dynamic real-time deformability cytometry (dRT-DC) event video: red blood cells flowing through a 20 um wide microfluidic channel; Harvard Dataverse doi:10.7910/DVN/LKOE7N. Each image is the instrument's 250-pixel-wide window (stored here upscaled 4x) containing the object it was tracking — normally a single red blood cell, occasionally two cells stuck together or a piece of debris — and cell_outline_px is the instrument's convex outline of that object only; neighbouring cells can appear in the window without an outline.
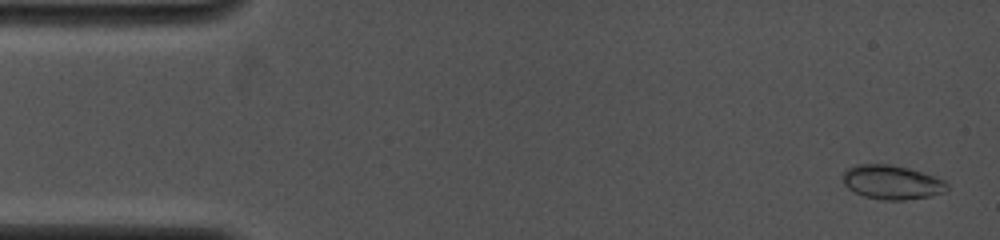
{"species": "common noctule bat (a hibernating species)", "species_latin": "Nyctalus noctula", "temperature_condition": "cold", "stored_images_in_passage": 58, "camera_frame_rate_fps": 4000, "um_per_image_px": 0.085, "animal": {"sex": "female", "body_mass_g": 19.0, "forearm_length_mm": 53.3}, "frame": {"image": 1, "passage_image": 2, "time_ms": 0.25, "image_size_px": [1000, 240], "cell_outline_px": [[948, 188], [944, 192], [932, 196], [904, 200], [880, 200], [864, 196], [848, 188], [844, 184], [844, 172], [848, 168], [856, 164], [888, 164], [908, 168], [944, 180], [948, 184]], "centroid_in_image_um": [75.81, 15.5], "position_along_channel_um": 9.2, "area_um2": 20.58}}
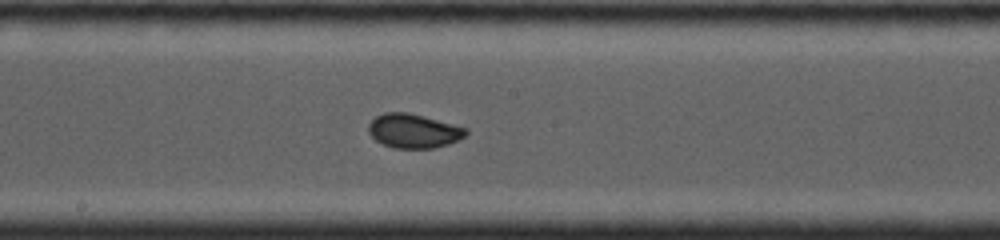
{"frame": {"image": 2, "passage_image": 26, "time_ms": 8.0, "image_size_px": [1000, 240], "cell_outline_px": [[468, 132], [464, 136], [448, 144], [432, 148], [392, 148], [376, 140], [368, 132], [368, 124], [376, 116], [384, 112], [408, 112], [424, 116], [468, 128]], "centroid_in_image_um": [35.14, 11.12], "position_along_channel_um": 213.1, "area_um2": 19.31}}
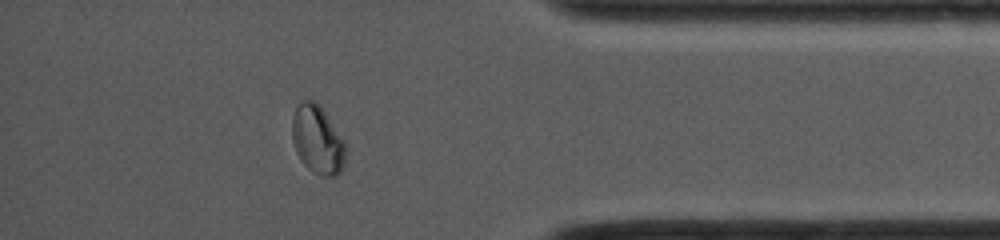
{"frame": {"image": 3, "passage_image": 49, "time_ms": 13.0, "image_size_px": [1000, 240], "cell_outline_px": [[344, 164], [340, 172], [336, 176], [320, 176], [312, 172], [300, 160], [296, 152], [292, 140], [292, 116], [296, 108], [304, 100], [312, 100], [320, 104], [344, 140]], "centroid_in_image_um": [26.97, 11.89], "position_along_channel_um": 408.2, "area_um2": 21.33}}